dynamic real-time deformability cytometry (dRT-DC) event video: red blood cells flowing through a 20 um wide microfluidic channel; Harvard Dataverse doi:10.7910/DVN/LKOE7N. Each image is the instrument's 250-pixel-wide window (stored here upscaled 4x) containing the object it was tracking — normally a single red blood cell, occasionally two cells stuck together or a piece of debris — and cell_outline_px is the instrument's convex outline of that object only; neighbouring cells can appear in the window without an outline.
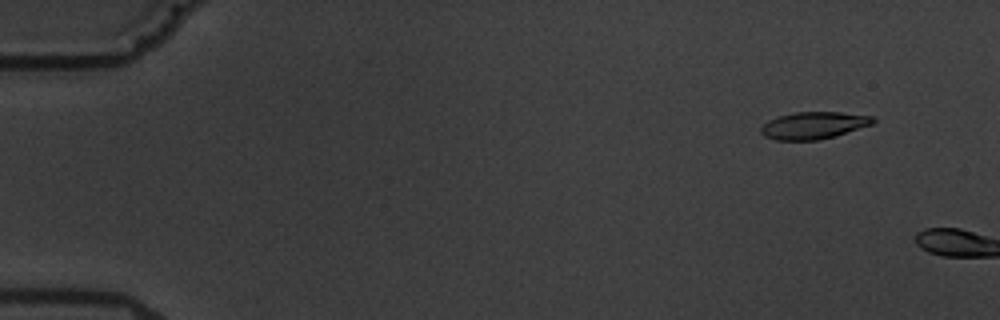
{"species": "common noctule bat (a hibernating species)", "species_latin": "Nyctalus noctula", "temperature_condition": "warm", "stored_images_in_passage": 3, "camera_frame_rate_fps": 3000, "um_per_image_px": 0.085, "animal": {"sex": "male", "body_mass_g": 19.5, "forearm_length_mm": 54.6}, "frame": {"image": 1, "passage_image": 2, "time_ms": 1.333, "image_size_px": [1000, 320], "cell_outline_px": [[876, 120], [872, 124], [832, 136], [816, 140], [776, 140], [764, 136], [760, 132], [760, 128], [768, 120], [780, 116], [796, 112], [840, 112], [872, 116]], "centroid_in_image_um": [69.12, 10.65], "position_along_channel_um": 15.9, "area_um2": 17.4}}